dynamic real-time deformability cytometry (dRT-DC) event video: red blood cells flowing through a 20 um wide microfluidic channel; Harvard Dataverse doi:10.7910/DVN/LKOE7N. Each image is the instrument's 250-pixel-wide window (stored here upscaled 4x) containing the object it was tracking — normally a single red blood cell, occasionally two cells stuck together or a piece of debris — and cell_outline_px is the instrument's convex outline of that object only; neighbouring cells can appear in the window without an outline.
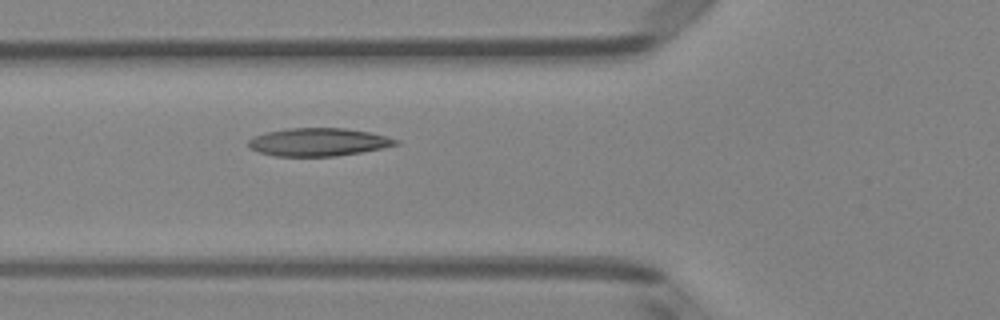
{"species": "Egyptian fruit bat (a non-hibernating species)", "species_latin": "Rousettus aegyptiacus", "temperature_condition": "room temperature", "stored_images_in_passage": 3, "camera_frame_rate_fps": 3000, "um_per_image_px": 0.085, "animal": {"sex": "female"}, "frame": {"image": 1, "passage_image": 3, "time_ms": 0.667, "image_size_px": [1000, 320], "cell_outline_px": [[400, 144], [360, 152], [336, 156], [276, 156], [260, 152], [252, 148], [248, 144], [248, 140], [252, 136], [268, 132], [288, 128], [344, 128], [368, 132], [400, 140]], "centroid_in_image_um": [27.05, 12.07], "position_along_channel_um": 98.7, "area_um2": 23.76}}